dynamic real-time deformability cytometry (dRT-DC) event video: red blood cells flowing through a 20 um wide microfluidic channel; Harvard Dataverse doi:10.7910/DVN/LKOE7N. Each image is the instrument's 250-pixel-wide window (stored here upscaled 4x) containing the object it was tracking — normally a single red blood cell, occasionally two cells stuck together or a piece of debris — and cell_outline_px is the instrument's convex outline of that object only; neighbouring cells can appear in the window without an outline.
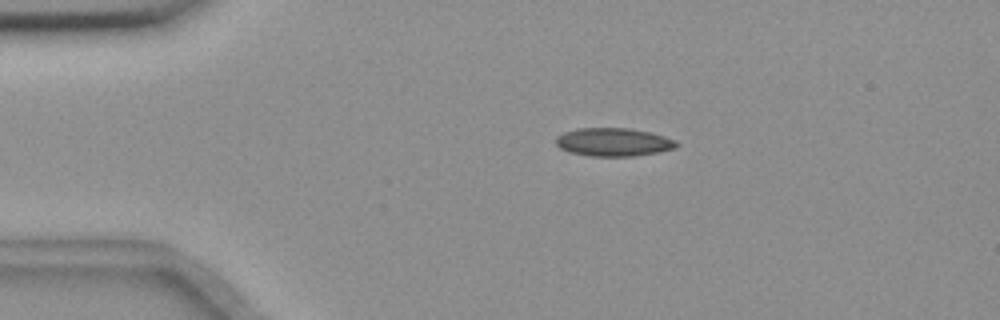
{"species": "common noctule bat (a hibernating species)", "species_latin": "Nyctalus noctula", "temperature_condition": "room temperature", "stored_images_in_passage": 5, "camera_frame_rate_fps": 3000, "um_per_image_px": 0.085, "animal": {"sex": "female", "body_mass_g": 18.4}, "frame": {"image": 1, "passage_image": 2, "time_ms": 1.333, "image_size_px": [1000, 320], "cell_outline_px": [[680, 144], [676, 148], [660, 152], [632, 156], [588, 156], [572, 152], [560, 148], [556, 144], [556, 136], [564, 132], [576, 128], [628, 128], [648, 132], [664, 136], [676, 140]], "centroid_in_image_um": [52.16, 12.08], "position_along_channel_um": 32.8, "area_um2": 19.88}}